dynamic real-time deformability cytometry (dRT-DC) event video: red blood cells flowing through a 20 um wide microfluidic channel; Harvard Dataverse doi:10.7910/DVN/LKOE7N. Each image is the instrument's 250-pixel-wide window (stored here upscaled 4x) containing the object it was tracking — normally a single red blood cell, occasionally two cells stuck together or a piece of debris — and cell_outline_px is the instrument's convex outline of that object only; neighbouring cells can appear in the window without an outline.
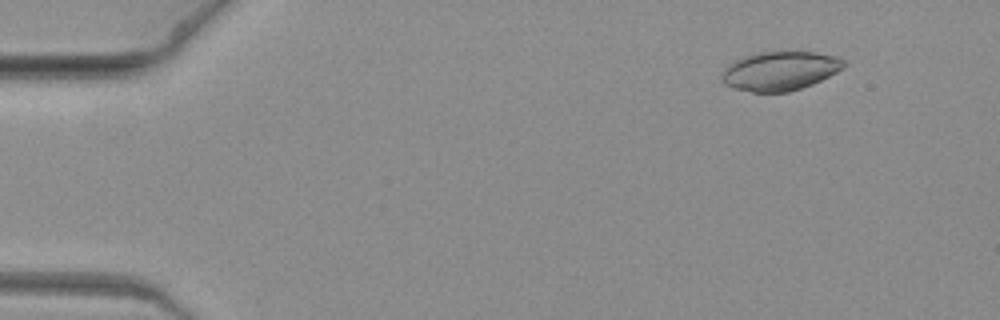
{"species": "common noctule bat (a hibernating species)", "species_latin": "Nyctalus noctula", "temperature_condition": "warm", "stored_images_in_passage": 7, "camera_frame_rate_fps": 3000, "um_per_image_px": 0.085, "animal": {"sex": "female", "body_mass_g": 19.3, "forearm_length_mm": 54.1}, "frame": {"image": 1, "passage_image": 2, "time_ms": 0.333, "image_size_px": [1000, 320], "cell_outline_px": [[844, 68], [812, 84], [788, 92], [752, 92], [736, 88], [724, 84], [720, 80], [720, 72], [728, 64], [744, 56], [756, 52], [816, 52], [836, 56], [844, 60]], "centroid_in_image_um": [66.25, 6.02], "position_along_channel_um": 18.7, "area_um2": 27.74}}